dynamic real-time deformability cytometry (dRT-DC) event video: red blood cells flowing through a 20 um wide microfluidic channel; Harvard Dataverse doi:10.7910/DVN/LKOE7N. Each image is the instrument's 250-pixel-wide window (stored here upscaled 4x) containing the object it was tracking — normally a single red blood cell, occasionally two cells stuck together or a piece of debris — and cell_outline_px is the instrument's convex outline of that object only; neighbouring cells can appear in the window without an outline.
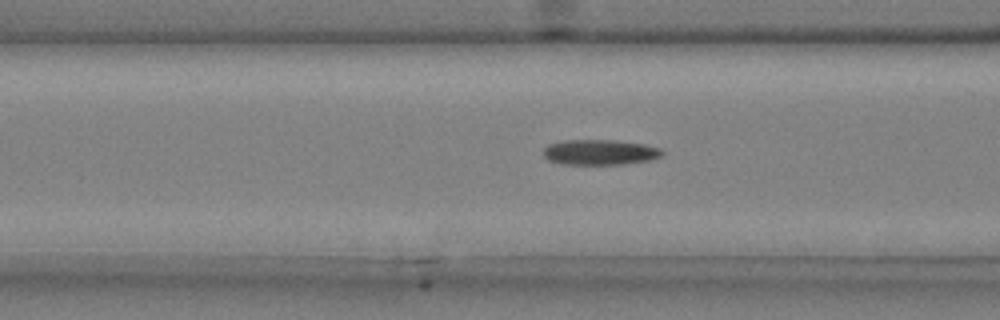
{"species": "common noctule bat (a hibernating species)", "species_latin": "Nyctalus noctula", "temperature_condition": "cold", "stored_images_in_passage": 38, "camera_frame_rate_fps": 3000, "um_per_image_px": 0.085, "animal": {"sex": "male", "body_mass_g": 20.4}, "frame": {"image": 1, "passage_image": 10, "time_ms": 3.0, "image_size_px": [1000, 320], "cell_outline_px": [[664, 156], [652, 160], [624, 164], [560, 164], [548, 160], [544, 156], [544, 148], [548, 144], [564, 140], [612, 140], [644, 144], [660, 148], [664, 152]], "centroid_in_image_um": [51.02, 12.94], "position_along_channel_um": 115.6, "area_um2": 17.69}}
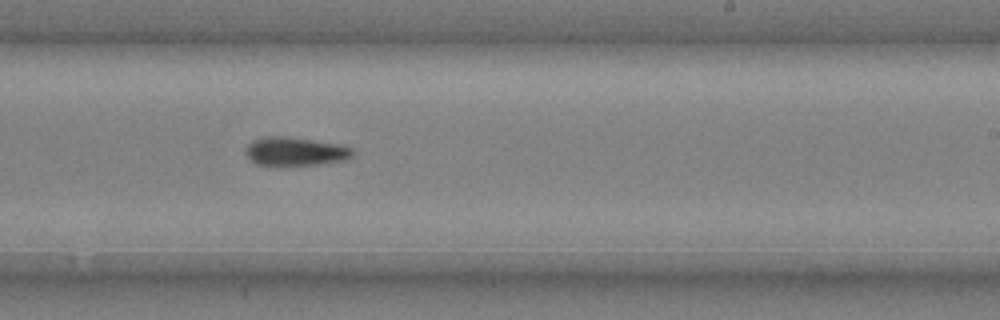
{"frame": {"image": 2, "passage_image": 22, "time_ms": 7.0, "image_size_px": [1000, 320], "cell_outline_px": [[356, 152], [348, 160], [316, 164], [256, 164], [248, 160], [244, 152], [248, 144], [252, 140], [264, 136], [288, 136], [340, 144], [352, 148]], "centroid_in_image_um": [25.1, 12.85], "position_along_channel_um": 263.9, "area_um2": 17.92}}
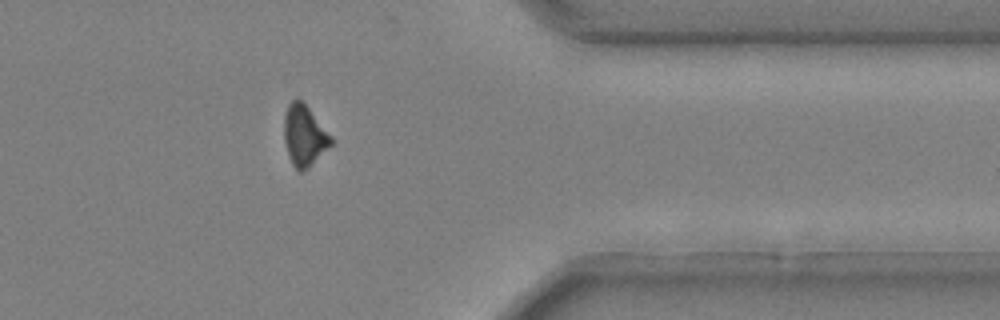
{"frame": {"image": 3, "passage_image": 33, "time_ms": 10.667, "image_size_px": [1000, 320], "cell_outline_px": [[332, 144], [308, 168], [300, 172], [292, 164], [288, 156], [284, 140], [284, 116], [288, 104], [292, 100], [300, 100], [308, 108], [332, 136]], "centroid_in_image_um": [25.85, 11.54], "position_along_channel_um": 385.6, "area_um2": 16.42}}